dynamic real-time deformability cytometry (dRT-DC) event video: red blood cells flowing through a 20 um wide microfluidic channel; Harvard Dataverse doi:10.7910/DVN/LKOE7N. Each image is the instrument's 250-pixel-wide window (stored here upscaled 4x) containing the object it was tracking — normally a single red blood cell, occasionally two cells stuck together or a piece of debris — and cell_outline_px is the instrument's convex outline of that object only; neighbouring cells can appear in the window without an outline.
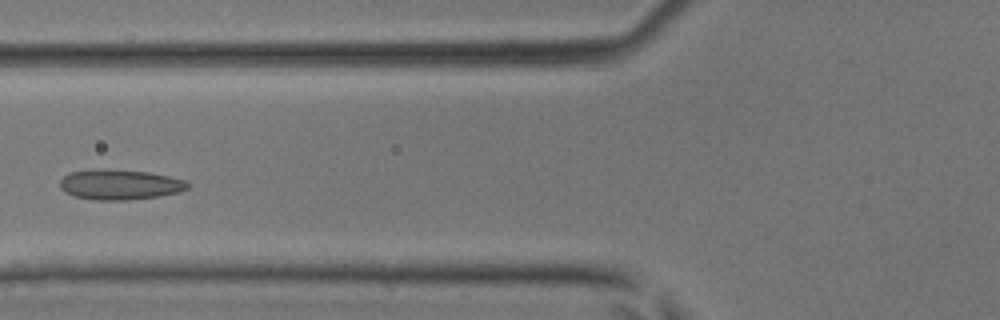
{"species": "common noctule bat (a hibernating species)", "species_latin": "Nyctalus noctula", "temperature_condition": "room temperature", "stored_images_in_passage": 42, "camera_frame_rate_fps": 3000, "um_per_image_px": 0.085, "animal": {"sex": "male", "body_mass_g": 17.9, "forearm_length_mm": 54.2}, "frame": {"image": 1, "passage_image": 17, "time_ms": 5.333, "image_size_px": [1000, 320], "cell_outline_px": [[192, 184], [188, 188], [180, 192], [160, 196], [128, 200], [96, 200], [76, 196], [64, 192], [60, 188], [60, 180], [68, 172], [148, 172], [168, 176], [184, 180]], "centroid_in_image_um": [10.25, 15.75], "position_along_channel_um": 115.5, "area_um2": 21.5}}
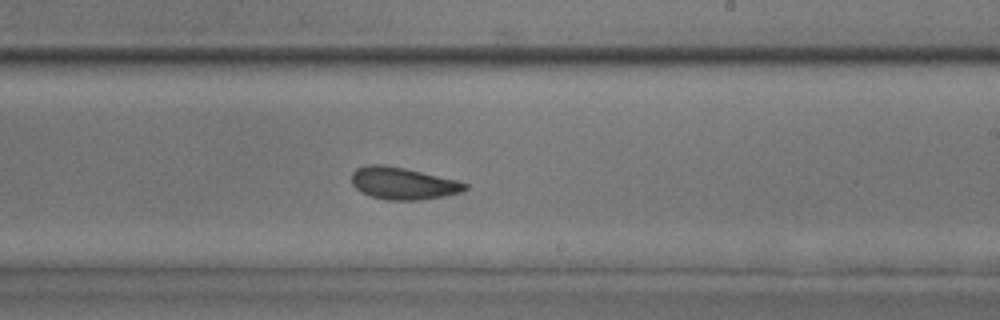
{"frame": {"image": 2, "passage_image": 26, "time_ms": 8.333, "image_size_px": [1000, 320], "cell_outline_px": [[468, 188], [460, 192], [444, 196], [420, 200], [384, 200], [368, 196], [360, 192], [352, 184], [352, 172], [356, 168], [368, 164], [384, 164], [404, 168], [456, 180], [468, 184]], "centroid_in_image_um": [34.2, 15.59], "position_along_channel_um": 254.8, "area_um2": 21.33}}
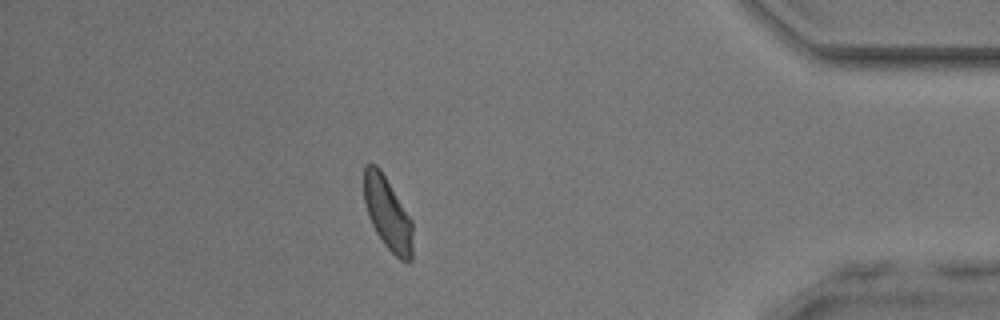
{"frame": {"image": 3, "passage_image": 38, "time_ms": 12.333, "image_size_px": [1000, 320], "cell_outline_px": [[412, 260], [400, 260], [384, 244], [376, 232], [368, 216], [364, 200], [364, 164], [376, 164], [380, 168], [412, 220]], "centroid_in_image_um": [32.94, 18.12], "position_along_channel_um": 402.3, "area_um2": 20.52}}